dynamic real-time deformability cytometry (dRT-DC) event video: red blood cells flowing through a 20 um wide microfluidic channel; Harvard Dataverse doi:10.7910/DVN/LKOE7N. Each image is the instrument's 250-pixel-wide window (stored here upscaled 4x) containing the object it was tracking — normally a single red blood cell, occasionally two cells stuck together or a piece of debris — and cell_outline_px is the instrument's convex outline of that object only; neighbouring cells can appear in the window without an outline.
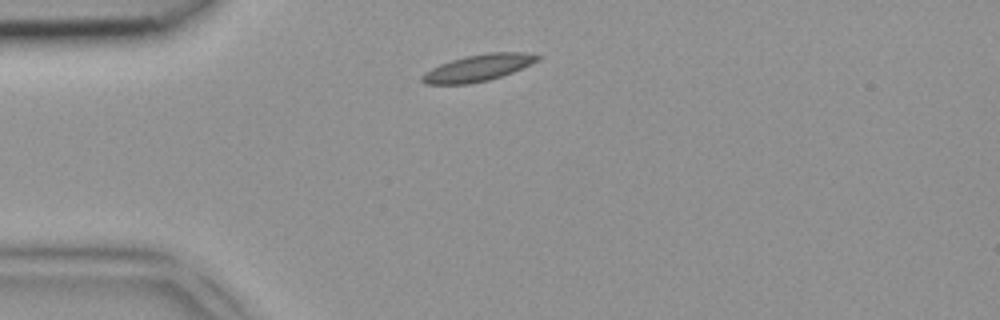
{"species": "common noctule bat (a hibernating species)", "species_latin": "Nyctalus noctula", "temperature_condition": "room temperature", "stored_images_in_passage": 3, "camera_frame_rate_fps": 3000, "um_per_image_px": 0.085, "animal": {"sex": "female", "body_mass_g": 18.4}, "frame": {"image": 1, "passage_image": 1, "time_ms": 0.0, "image_size_px": [1000, 320], "cell_outline_px": [[544, 56], [540, 60], [512, 72], [488, 80], [468, 84], [424, 84], [420, 80], [420, 76], [424, 72], [440, 64], [464, 56], [488, 52], [524, 52]], "centroid_in_image_um": [40.63, 5.76], "position_along_channel_um": 44.4, "area_um2": 18.03}}